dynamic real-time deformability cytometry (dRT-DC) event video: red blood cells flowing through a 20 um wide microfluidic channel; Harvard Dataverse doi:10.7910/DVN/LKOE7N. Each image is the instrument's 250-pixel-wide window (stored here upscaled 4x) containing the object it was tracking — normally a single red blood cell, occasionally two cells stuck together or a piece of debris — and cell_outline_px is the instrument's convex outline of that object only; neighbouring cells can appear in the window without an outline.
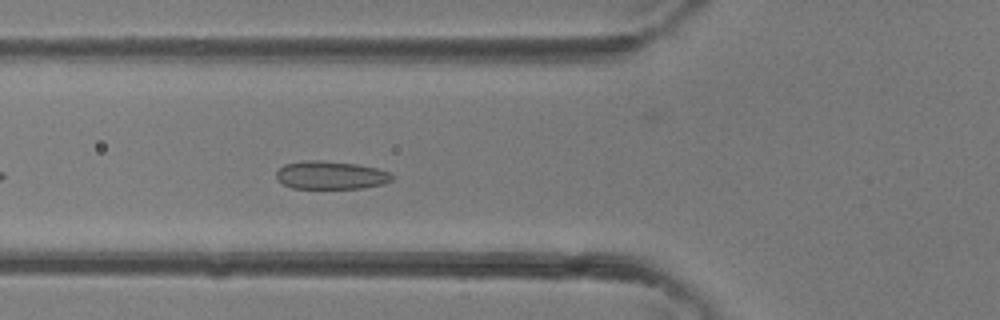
{"species": "common noctule bat (a hibernating species)", "species_latin": "Nyctalus noctula", "temperature_condition": "room temperature", "stored_images_in_passage": 30, "camera_frame_rate_fps": 3000, "um_per_image_px": 0.085, "animal": {"sex": "female"}, "frame": {"image": 1, "passage_image": 5, "time_ms": 1.333, "image_size_px": [1000, 320], "cell_outline_px": [[396, 176], [392, 180], [384, 184], [364, 188], [292, 188], [276, 180], [276, 172], [284, 164], [304, 160], [324, 160], [356, 164], [376, 168], [392, 172]], "centroid_in_image_um": [28.15, 14.88], "position_along_channel_um": 97.7, "area_um2": 19.25}}
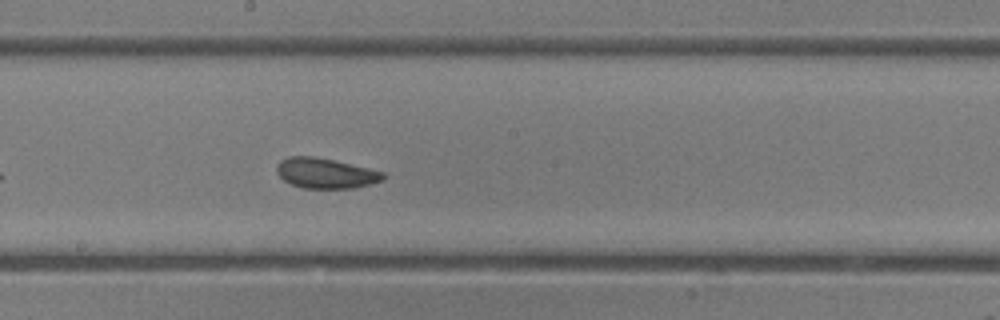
{"frame": {"image": 2, "passage_image": 12, "time_ms": 3.667, "image_size_px": [1000, 320], "cell_outline_px": [[384, 180], [352, 188], [304, 188], [292, 184], [284, 180], [276, 172], [276, 164], [280, 160], [288, 156], [316, 156], [368, 168], [384, 172]], "centroid_in_image_um": [27.63, 14.71], "position_along_channel_um": 220.6, "area_um2": 18.67}}
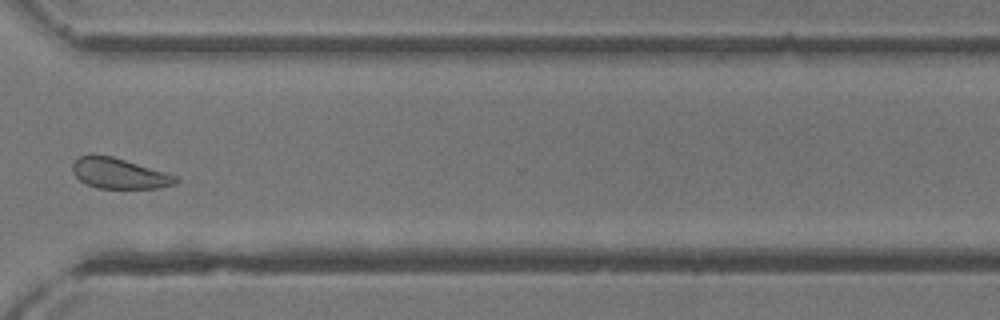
{"frame": {"image": 3, "passage_image": 20, "time_ms": 6.333, "image_size_px": [1000, 320], "cell_outline_px": [[180, 180], [176, 184], [160, 188], [100, 188], [88, 184], [80, 180], [76, 176], [72, 168], [72, 164], [80, 156], [112, 156], [164, 172], [176, 176]], "centroid_in_image_um": [10.17, 14.76], "position_along_channel_um": 360.4, "area_um2": 17.86}}